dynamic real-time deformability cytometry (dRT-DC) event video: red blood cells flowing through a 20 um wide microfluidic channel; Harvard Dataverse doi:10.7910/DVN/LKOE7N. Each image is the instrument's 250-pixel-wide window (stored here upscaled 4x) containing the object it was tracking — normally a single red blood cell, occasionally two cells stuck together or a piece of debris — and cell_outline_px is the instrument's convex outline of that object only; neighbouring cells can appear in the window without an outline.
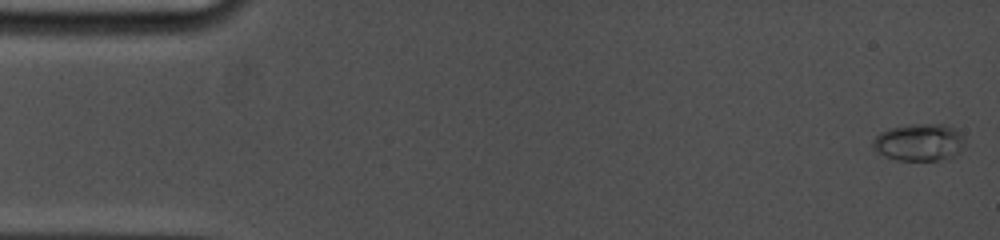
{"species": "common noctule bat (a hibernating species)", "species_latin": "Nyctalus noctula", "temperature_condition": "cold", "stored_images_in_passage": 32, "camera_frame_rate_fps": 5000, "um_per_image_px": 0.085, "animal": {"sex": "female", "body_mass_g": 19.0, "forearm_length_mm": 53.3}, "frame": {"image": 1, "passage_image": 1, "time_ms": 0.0, "image_size_px": [1000, 240], "cell_outline_px": [[964, 140], [960, 148], [952, 156], [936, 160], [896, 160], [884, 156], [872, 144], [872, 140], [880, 132], [892, 128], [908, 124], [944, 124], [956, 128], [964, 136]], "centroid_in_image_um": [78.12, 12.07], "position_along_channel_um": 6.9, "area_um2": 19.65}}
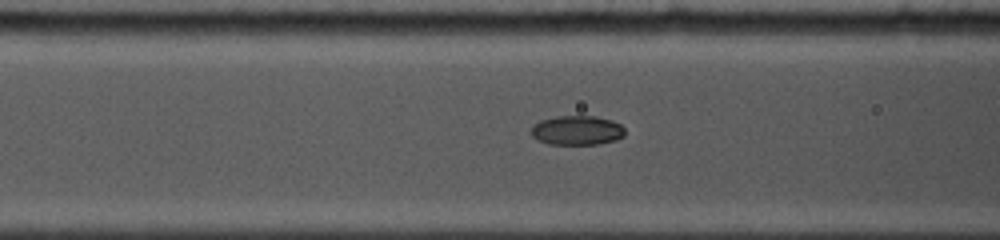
{"frame": {"image": 2, "passage_image": 15, "time_ms": 6.4, "image_size_px": [1000, 240], "cell_outline_px": [[624, 136], [616, 140], [596, 144], [548, 144], [532, 136], [532, 128], [540, 120], [556, 116], [596, 116], [612, 120], [620, 124], [624, 128]], "centroid_in_image_um": [49.07, 11.07], "position_along_channel_um": 117.5, "area_um2": 15.95}}
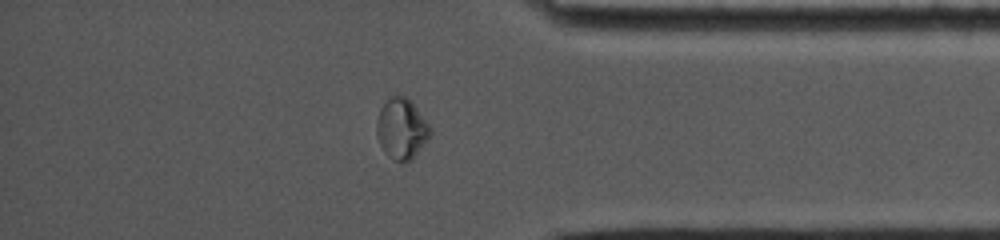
{"frame": {"image": 3, "passage_image": 28, "time_ms": 14.0, "image_size_px": [1000, 240], "cell_outline_px": [[432, 132], [412, 160], [404, 164], [388, 156], [384, 152], [376, 136], [376, 120], [380, 108], [392, 96], [408, 96], [432, 128]], "centroid_in_image_um": [34.13, 10.96], "position_along_channel_um": 401.1, "area_um2": 19.07}, "authors_computed_cell_mechanics": {"area_um2": 16.5019, "velocity_mm_per_s": 3.7993, "shape_relaxation_time_tau1_ms": 7.806, "shape_relaxation_time_tau2_ms": 0.942, "deformation_change_tau1": 0.2071, "deformation_change_tau2": 0.0223}}